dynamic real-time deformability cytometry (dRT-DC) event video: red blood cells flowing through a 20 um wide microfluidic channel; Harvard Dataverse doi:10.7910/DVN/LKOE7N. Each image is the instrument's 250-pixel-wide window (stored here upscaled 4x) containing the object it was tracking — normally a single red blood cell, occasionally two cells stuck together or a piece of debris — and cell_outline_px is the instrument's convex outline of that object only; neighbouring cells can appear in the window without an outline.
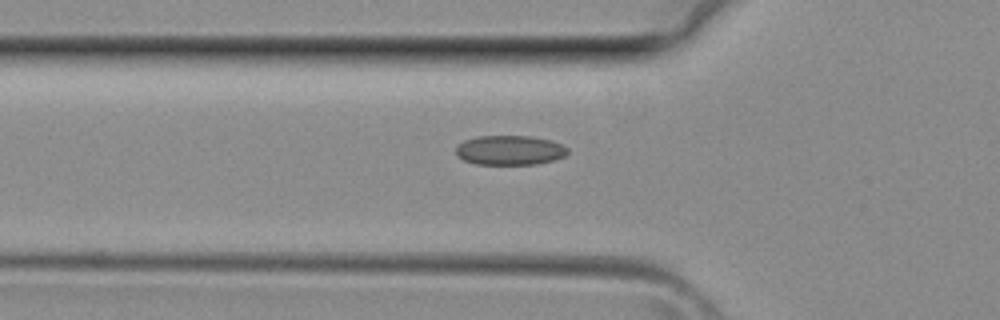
{"species": "common noctule bat (a hibernating species)", "species_latin": "Nyctalus noctula", "temperature_condition": "room temperature", "stored_images_in_passage": 29, "camera_frame_rate_fps": 3000, "um_per_image_px": 0.085, "animal": {"sex": "female", "body_mass_g": 29.2, "forearm_length_mm": 56.3}, "frame": {"image": 1, "passage_image": 7, "time_ms": 2.0, "image_size_px": [1000, 320], "cell_outline_px": [[568, 152], [564, 156], [552, 160], [536, 164], [476, 164], [464, 160], [456, 156], [456, 148], [464, 140], [480, 136], [528, 136], [548, 140], [560, 144], [568, 148]], "centroid_in_image_um": [43.3, 12.77], "position_along_channel_um": 82.5, "area_um2": 19.02}}
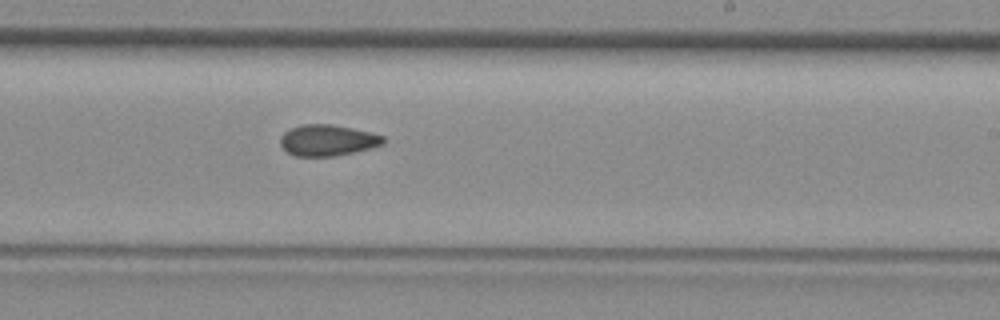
{"frame": {"image": 2, "passage_image": 17, "time_ms": 5.333, "image_size_px": [1000, 320], "cell_outline_px": [[384, 144], [336, 156], [296, 156], [288, 152], [280, 144], [280, 136], [284, 132], [292, 128], [304, 124], [328, 124], [368, 132], [384, 136]], "centroid_in_image_um": [27.81, 11.93], "position_along_channel_um": 261.2, "area_um2": 18.26}}
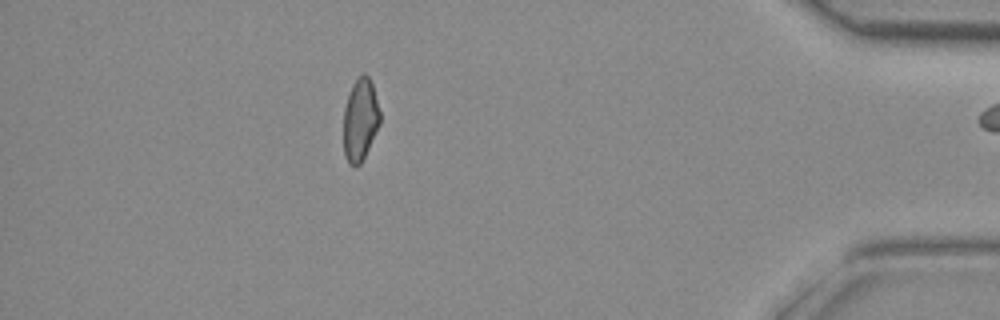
{"frame": {"image": 3, "passage_image": 28, "time_ms": 9.0, "image_size_px": [1000, 320], "cell_outline_px": [[380, 124], [360, 164], [356, 168], [348, 164], [344, 156], [344, 108], [352, 84], [356, 76], [364, 72], [368, 76], [372, 84], [380, 112]], "centroid_in_image_um": [30.61, 10.17], "position_along_channel_um": 404.6, "area_um2": 17.57}}